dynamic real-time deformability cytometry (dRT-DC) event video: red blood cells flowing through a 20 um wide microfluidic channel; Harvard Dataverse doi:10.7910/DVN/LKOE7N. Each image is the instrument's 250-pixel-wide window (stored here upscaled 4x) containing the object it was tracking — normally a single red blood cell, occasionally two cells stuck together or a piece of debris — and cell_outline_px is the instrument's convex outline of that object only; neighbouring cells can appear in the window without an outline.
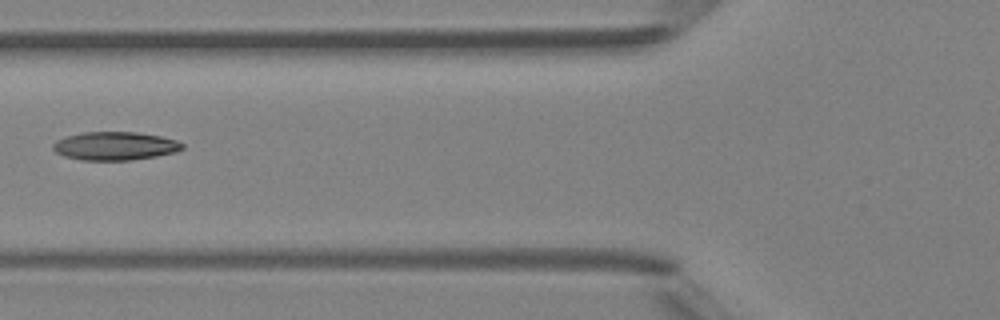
{"species": "Egyptian fruit bat (a non-hibernating species)", "species_latin": "Rousettus aegyptiacus", "temperature_condition": "room temperature", "stored_images_in_passage": 5, "camera_frame_rate_fps": 3000, "um_per_image_px": 0.085, "animal": {"sex": "female"}, "frame": {"image": 1, "passage_image": 4, "time_ms": 3.333, "image_size_px": [1000, 320], "cell_outline_px": [[184, 148], [176, 152], [156, 156], [128, 160], [80, 160], [64, 156], [56, 152], [52, 148], [52, 144], [56, 140], [68, 136], [84, 132], [136, 132], [160, 136], [176, 140], [184, 144]], "centroid_in_image_um": [9.77, 12.41], "position_along_channel_um": 116.0, "area_um2": 21.33}}
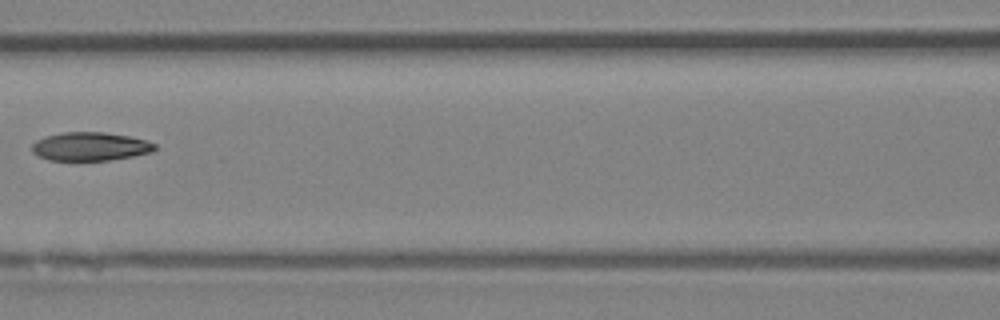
{"frame": {"image": 2, "passage_image": 5, "time_ms": 4.333, "image_size_px": [1000, 320], "cell_outline_px": [[156, 148], [152, 152], [112, 160], [48, 160], [36, 156], [32, 152], [32, 144], [36, 140], [60, 132], [104, 132], [132, 136], [156, 144]], "centroid_in_image_um": [7.65, 12.45], "position_along_channel_um": 158.9, "area_um2": 20.52}}